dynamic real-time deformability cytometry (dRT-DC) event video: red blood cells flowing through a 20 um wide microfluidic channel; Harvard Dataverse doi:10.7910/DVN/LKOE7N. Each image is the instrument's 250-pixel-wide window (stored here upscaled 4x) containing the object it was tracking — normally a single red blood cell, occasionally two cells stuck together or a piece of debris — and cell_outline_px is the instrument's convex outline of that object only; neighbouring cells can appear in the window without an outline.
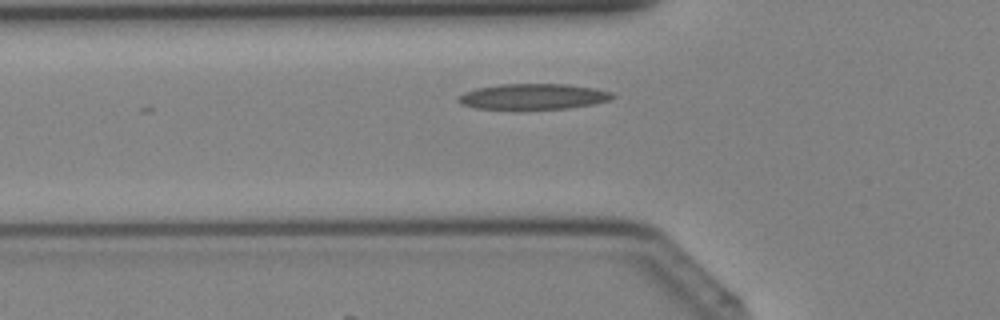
{"species": "Egyptian fruit bat (a non-hibernating species)", "species_latin": "Rousettus aegyptiacus", "temperature_condition": "cold", "stored_images_in_passage": 31, "camera_frame_rate_fps": 3000, "um_per_image_px": 0.085, "animal": {"sex": "female"}, "frame": {"image": 1, "passage_image": 7, "time_ms": 2.0, "image_size_px": [1000, 320], "cell_outline_px": [[616, 96], [612, 100], [592, 104], [568, 108], [476, 108], [460, 104], [456, 100], [456, 96], [464, 92], [476, 88], [500, 84], [568, 84], [596, 88], [612, 92]], "centroid_in_image_um": [45.33, 8.19], "position_along_channel_um": 80.5, "area_um2": 23.0}}
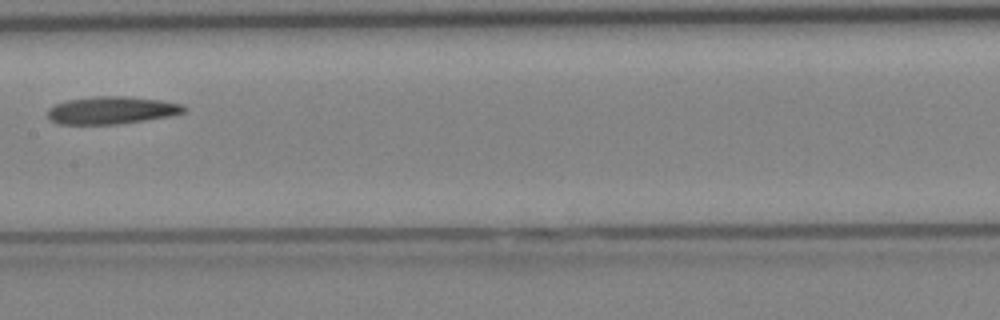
{"frame": {"image": 2, "passage_image": 14, "time_ms": 4.333, "image_size_px": [1000, 320], "cell_outline_px": [[188, 108], [184, 112], [172, 116], [120, 124], [60, 124], [48, 120], [48, 108], [56, 104], [68, 100], [96, 96], [124, 96], [160, 100], [184, 104]], "centroid_in_image_um": [9.52, 9.38], "position_along_channel_um": 197.9, "area_um2": 22.02}}
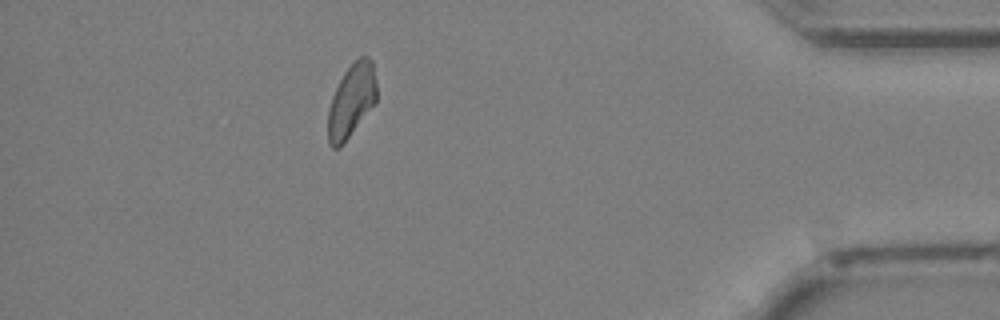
{"frame": {"image": 3, "passage_image": 29, "time_ms": 9.333, "image_size_px": [1000, 320], "cell_outline_px": [[376, 100], [340, 148], [332, 148], [328, 144], [328, 108], [332, 96], [344, 72], [360, 56], [368, 56], [372, 60], [376, 80]], "centroid_in_image_um": [29.85, 8.55], "position_along_channel_um": 405.3, "area_um2": 20.46}}